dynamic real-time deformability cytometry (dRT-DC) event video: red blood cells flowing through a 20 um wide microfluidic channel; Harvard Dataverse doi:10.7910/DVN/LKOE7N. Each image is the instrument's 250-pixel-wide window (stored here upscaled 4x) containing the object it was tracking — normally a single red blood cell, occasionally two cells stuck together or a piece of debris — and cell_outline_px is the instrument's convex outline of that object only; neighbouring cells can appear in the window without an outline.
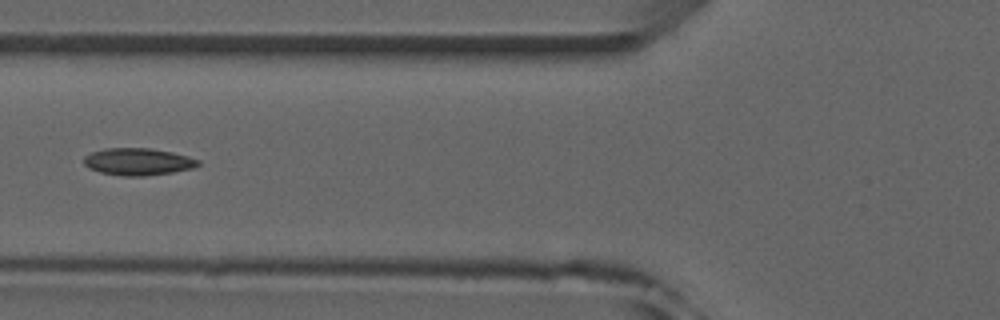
{"species": "common noctule bat (a hibernating species)", "species_latin": "Nyctalus noctula", "temperature_condition": "room temperature", "stored_images_in_passage": 6, "camera_frame_rate_fps": 3000, "um_per_image_px": 0.085, "animal": {"sex": "male", "forearm_length_mm": 52.5}, "frame": {"image": 1, "passage_image": 6, "time_ms": 6.0, "image_size_px": [1000, 320], "cell_outline_px": [[200, 164], [192, 168], [172, 172], [144, 176], [124, 176], [100, 172], [88, 168], [84, 164], [84, 156], [92, 152], [104, 148], [152, 148], [172, 152], [188, 156], [200, 160]], "centroid_in_image_um": [11.72, 13.74], "position_along_channel_um": 114.1, "area_um2": 18.09}}